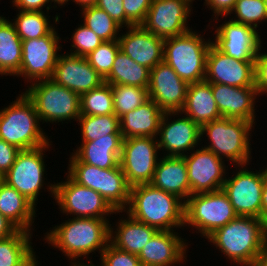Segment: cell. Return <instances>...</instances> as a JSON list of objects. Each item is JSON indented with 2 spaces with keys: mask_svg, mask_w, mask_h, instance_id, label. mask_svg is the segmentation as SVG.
<instances>
[{
  "mask_svg": "<svg viewBox=\"0 0 267 266\" xmlns=\"http://www.w3.org/2000/svg\"><path fill=\"white\" fill-rule=\"evenodd\" d=\"M110 220L99 218L73 217L65 220L47 233L43 240L58 249L72 263L79 262V257L88 260L90 253L98 252L101 256L109 244ZM96 251V252H95ZM78 259V261H77Z\"/></svg>",
  "mask_w": 267,
  "mask_h": 266,
  "instance_id": "6da1fadb",
  "label": "cell"
},
{
  "mask_svg": "<svg viewBox=\"0 0 267 266\" xmlns=\"http://www.w3.org/2000/svg\"><path fill=\"white\" fill-rule=\"evenodd\" d=\"M206 239L233 264L252 266L267 250V224L260 218L237 216Z\"/></svg>",
  "mask_w": 267,
  "mask_h": 266,
  "instance_id": "7a4b0ae2",
  "label": "cell"
},
{
  "mask_svg": "<svg viewBox=\"0 0 267 266\" xmlns=\"http://www.w3.org/2000/svg\"><path fill=\"white\" fill-rule=\"evenodd\" d=\"M184 211L181 199L148 183L130 187L129 203L123 212L159 231H174L183 230Z\"/></svg>",
  "mask_w": 267,
  "mask_h": 266,
  "instance_id": "3957f363",
  "label": "cell"
},
{
  "mask_svg": "<svg viewBox=\"0 0 267 266\" xmlns=\"http://www.w3.org/2000/svg\"><path fill=\"white\" fill-rule=\"evenodd\" d=\"M9 104L0 109V139L20 150L37 148L50 142L40 126L33 102L24 92Z\"/></svg>",
  "mask_w": 267,
  "mask_h": 266,
  "instance_id": "277c9868",
  "label": "cell"
},
{
  "mask_svg": "<svg viewBox=\"0 0 267 266\" xmlns=\"http://www.w3.org/2000/svg\"><path fill=\"white\" fill-rule=\"evenodd\" d=\"M254 124L233 118H220L201 126V137H208V144L202 147L235 166L250 165L252 159L251 135ZM250 138V139H249Z\"/></svg>",
  "mask_w": 267,
  "mask_h": 266,
  "instance_id": "5b68a950",
  "label": "cell"
},
{
  "mask_svg": "<svg viewBox=\"0 0 267 266\" xmlns=\"http://www.w3.org/2000/svg\"><path fill=\"white\" fill-rule=\"evenodd\" d=\"M192 30L164 39L163 61L188 84L205 80L206 57L213 41Z\"/></svg>",
  "mask_w": 267,
  "mask_h": 266,
  "instance_id": "8992f818",
  "label": "cell"
},
{
  "mask_svg": "<svg viewBox=\"0 0 267 266\" xmlns=\"http://www.w3.org/2000/svg\"><path fill=\"white\" fill-rule=\"evenodd\" d=\"M69 163L66 173L75 182L99 192L115 211L122 213L127 208L130 186L120 165L102 169L82 163L73 153L70 155Z\"/></svg>",
  "mask_w": 267,
  "mask_h": 266,
  "instance_id": "52a82bcc",
  "label": "cell"
},
{
  "mask_svg": "<svg viewBox=\"0 0 267 266\" xmlns=\"http://www.w3.org/2000/svg\"><path fill=\"white\" fill-rule=\"evenodd\" d=\"M27 87L24 93L33 102L42 124L63 121L68 124L72 119L77 122L80 117V96L77 93L52 79L36 81Z\"/></svg>",
  "mask_w": 267,
  "mask_h": 266,
  "instance_id": "ba28073f",
  "label": "cell"
},
{
  "mask_svg": "<svg viewBox=\"0 0 267 266\" xmlns=\"http://www.w3.org/2000/svg\"><path fill=\"white\" fill-rule=\"evenodd\" d=\"M53 141H50L44 146L33 149L20 150L16 156L14 164L3 176L2 180L9 186L16 189L24 195L30 202L37 206L38 197L42 188L50 192V197H55V182H45V159L44 153L48 151ZM46 151V152H45Z\"/></svg>",
  "mask_w": 267,
  "mask_h": 266,
  "instance_id": "9c48e42d",
  "label": "cell"
},
{
  "mask_svg": "<svg viewBox=\"0 0 267 266\" xmlns=\"http://www.w3.org/2000/svg\"><path fill=\"white\" fill-rule=\"evenodd\" d=\"M236 217L237 214L222 189L193 194L185 202L184 227H191L193 231L195 229L205 239Z\"/></svg>",
  "mask_w": 267,
  "mask_h": 266,
  "instance_id": "30bf717a",
  "label": "cell"
},
{
  "mask_svg": "<svg viewBox=\"0 0 267 266\" xmlns=\"http://www.w3.org/2000/svg\"><path fill=\"white\" fill-rule=\"evenodd\" d=\"M65 181L55 183V201L69 217L109 219L115 211L99 192L75 182L67 173ZM69 214V215H68Z\"/></svg>",
  "mask_w": 267,
  "mask_h": 266,
  "instance_id": "8fae6325",
  "label": "cell"
},
{
  "mask_svg": "<svg viewBox=\"0 0 267 266\" xmlns=\"http://www.w3.org/2000/svg\"><path fill=\"white\" fill-rule=\"evenodd\" d=\"M234 168L237 169L236 173H233L232 177H226L222 190L227 194L237 216L261 219L262 189L265 180L263 169L251 171L246 165Z\"/></svg>",
  "mask_w": 267,
  "mask_h": 266,
  "instance_id": "7c38bea8",
  "label": "cell"
},
{
  "mask_svg": "<svg viewBox=\"0 0 267 266\" xmlns=\"http://www.w3.org/2000/svg\"><path fill=\"white\" fill-rule=\"evenodd\" d=\"M57 32L54 28L44 37L22 41V61L17 77H24L29 84L51 79L63 46L59 45L62 38Z\"/></svg>",
  "mask_w": 267,
  "mask_h": 266,
  "instance_id": "4fadbf2b",
  "label": "cell"
},
{
  "mask_svg": "<svg viewBox=\"0 0 267 266\" xmlns=\"http://www.w3.org/2000/svg\"><path fill=\"white\" fill-rule=\"evenodd\" d=\"M159 145L154 137L123 139L119 165L130 187L152 181L160 156Z\"/></svg>",
  "mask_w": 267,
  "mask_h": 266,
  "instance_id": "5bb4252c",
  "label": "cell"
},
{
  "mask_svg": "<svg viewBox=\"0 0 267 266\" xmlns=\"http://www.w3.org/2000/svg\"><path fill=\"white\" fill-rule=\"evenodd\" d=\"M181 114V112H165L161 119L156 138L159 150L165 151L162 153L164 156L166 154V156L183 157L201 145L200 142L203 140L201 127ZM172 117H174L173 120Z\"/></svg>",
  "mask_w": 267,
  "mask_h": 266,
  "instance_id": "9a60e30c",
  "label": "cell"
},
{
  "mask_svg": "<svg viewBox=\"0 0 267 266\" xmlns=\"http://www.w3.org/2000/svg\"><path fill=\"white\" fill-rule=\"evenodd\" d=\"M192 4L189 0H152L141 26L163 39L182 35L192 29L188 25Z\"/></svg>",
  "mask_w": 267,
  "mask_h": 266,
  "instance_id": "2e32d148",
  "label": "cell"
},
{
  "mask_svg": "<svg viewBox=\"0 0 267 266\" xmlns=\"http://www.w3.org/2000/svg\"><path fill=\"white\" fill-rule=\"evenodd\" d=\"M190 153L183 156L187 165L190 196L222 189L226 176H229L226 175L229 172L225 160L202 146Z\"/></svg>",
  "mask_w": 267,
  "mask_h": 266,
  "instance_id": "e0dca14e",
  "label": "cell"
},
{
  "mask_svg": "<svg viewBox=\"0 0 267 266\" xmlns=\"http://www.w3.org/2000/svg\"><path fill=\"white\" fill-rule=\"evenodd\" d=\"M212 44L221 52L240 61H255L262 46L258 30L232 19L215 26Z\"/></svg>",
  "mask_w": 267,
  "mask_h": 266,
  "instance_id": "ac0fdd59",
  "label": "cell"
},
{
  "mask_svg": "<svg viewBox=\"0 0 267 266\" xmlns=\"http://www.w3.org/2000/svg\"><path fill=\"white\" fill-rule=\"evenodd\" d=\"M205 81L233 87H255L254 61L234 59L211 44L206 57Z\"/></svg>",
  "mask_w": 267,
  "mask_h": 266,
  "instance_id": "d6986e66",
  "label": "cell"
},
{
  "mask_svg": "<svg viewBox=\"0 0 267 266\" xmlns=\"http://www.w3.org/2000/svg\"><path fill=\"white\" fill-rule=\"evenodd\" d=\"M189 84L183 81L171 66L162 61L150 71L149 99L165 112H181Z\"/></svg>",
  "mask_w": 267,
  "mask_h": 266,
  "instance_id": "ffe728a7",
  "label": "cell"
},
{
  "mask_svg": "<svg viewBox=\"0 0 267 266\" xmlns=\"http://www.w3.org/2000/svg\"><path fill=\"white\" fill-rule=\"evenodd\" d=\"M51 79L79 96L105 82L85 57L67 52L59 55Z\"/></svg>",
  "mask_w": 267,
  "mask_h": 266,
  "instance_id": "44dd1931",
  "label": "cell"
},
{
  "mask_svg": "<svg viewBox=\"0 0 267 266\" xmlns=\"http://www.w3.org/2000/svg\"><path fill=\"white\" fill-rule=\"evenodd\" d=\"M123 29H126V33H121L118 38L120 51L150 70L163 61V38L155 36L141 25Z\"/></svg>",
  "mask_w": 267,
  "mask_h": 266,
  "instance_id": "7402d4cb",
  "label": "cell"
},
{
  "mask_svg": "<svg viewBox=\"0 0 267 266\" xmlns=\"http://www.w3.org/2000/svg\"><path fill=\"white\" fill-rule=\"evenodd\" d=\"M175 231H158L138 255L145 266H174L185 262L188 243Z\"/></svg>",
  "mask_w": 267,
  "mask_h": 266,
  "instance_id": "603a6c76",
  "label": "cell"
},
{
  "mask_svg": "<svg viewBox=\"0 0 267 266\" xmlns=\"http://www.w3.org/2000/svg\"><path fill=\"white\" fill-rule=\"evenodd\" d=\"M213 97L223 118L243 119L256 124V103L259 95L256 87H233L211 84Z\"/></svg>",
  "mask_w": 267,
  "mask_h": 266,
  "instance_id": "cb8c5ba5",
  "label": "cell"
},
{
  "mask_svg": "<svg viewBox=\"0 0 267 266\" xmlns=\"http://www.w3.org/2000/svg\"><path fill=\"white\" fill-rule=\"evenodd\" d=\"M150 183L177 196L185 203L190 197V184L184 157L166 155L160 157Z\"/></svg>",
  "mask_w": 267,
  "mask_h": 266,
  "instance_id": "d4e9b609",
  "label": "cell"
},
{
  "mask_svg": "<svg viewBox=\"0 0 267 266\" xmlns=\"http://www.w3.org/2000/svg\"><path fill=\"white\" fill-rule=\"evenodd\" d=\"M122 134H109L94 141L81 142L73 153L82 163L102 169L119 166L122 150Z\"/></svg>",
  "mask_w": 267,
  "mask_h": 266,
  "instance_id": "484cf974",
  "label": "cell"
},
{
  "mask_svg": "<svg viewBox=\"0 0 267 266\" xmlns=\"http://www.w3.org/2000/svg\"><path fill=\"white\" fill-rule=\"evenodd\" d=\"M164 112L158 104L149 99L133 111L119 118L123 139L132 137H157Z\"/></svg>",
  "mask_w": 267,
  "mask_h": 266,
  "instance_id": "4316f807",
  "label": "cell"
},
{
  "mask_svg": "<svg viewBox=\"0 0 267 266\" xmlns=\"http://www.w3.org/2000/svg\"><path fill=\"white\" fill-rule=\"evenodd\" d=\"M126 215V218L117 220L116 228L110 224L109 243L119 250L138 256L145 244L159 230Z\"/></svg>",
  "mask_w": 267,
  "mask_h": 266,
  "instance_id": "83f0119b",
  "label": "cell"
},
{
  "mask_svg": "<svg viewBox=\"0 0 267 266\" xmlns=\"http://www.w3.org/2000/svg\"><path fill=\"white\" fill-rule=\"evenodd\" d=\"M181 113L200 127L222 118L213 97L211 83L204 80L189 84L185 105Z\"/></svg>",
  "mask_w": 267,
  "mask_h": 266,
  "instance_id": "f1b7e54d",
  "label": "cell"
},
{
  "mask_svg": "<svg viewBox=\"0 0 267 266\" xmlns=\"http://www.w3.org/2000/svg\"><path fill=\"white\" fill-rule=\"evenodd\" d=\"M36 206L16 189L0 180V213L19 230L32 232Z\"/></svg>",
  "mask_w": 267,
  "mask_h": 266,
  "instance_id": "f546056e",
  "label": "cell"
},
{
  "mask_svg": "<svg viewBox=\"0 0 267 266\" xmlns=\"http://www.w3.org/2000/svg\"><path fill=\"white\" fill-rule=\"evenodd\" d=\"M32 236L33 232L18 230L14 235L0 239V266H39Z\"/></svg>",
  "mask_w": 267,
  "mask_h": 266,
  "instance_id": "4dcf8cb0",
  "label": "cell"
},
{
  "mask_svg": "<svg viewBox=\"0 0 267 266\" xmlns=\"http://www.w3.org/2000/svg\"><path fill=\"white\" fill-rule=\"evenodd\" d=\"M22 61V40L12 21L0 15V75L16 76Z\"/></svg>",
  "mask_w": 267,
  "mask_h": 266,
  "instance_id": "1f68e13d",
  "label": "cell"
},
{
  "mask_svg": "<svg viewBox=\"0 0 267 266\" xmlns=\"http://www.w3.org/2000/svg\"><path fill=\"white\" fill-rule=\"evenodd\" d=\"M150 71L149 68L136 63L128 55L119 51L110 74L104 81L111 85H129L148 89Z\"/></svg>",
  "mask_w": 267,
  "mask_h": 266,
  "instance_id": "d6a6232c",
  "label": "cell"
},
{
  "mask_svg": "<svg viewBox=\"0 0 267 266\" xmlns=\"http://www.w3.org/2000/svg\"><path fill=\"white\" fill-rule=\"evenodd\" d=\"M17 11V17L11 20L22 41L44 37L55 28L45 11Z\"/></svg>",
  "mask_w": 267,
  "mask_h": 266,
  "instance_id": "836d02e7",
  "label": "cell"
},
{
  "mask_svg": "<svg viewBox=\"0 0 267 266\" xmlns=\"http://www.w3.org/2000/svg\"><path fill=\"white\" fill-rule=\"evenodd\" d=\"M81 17L83 24L91 29L102 41L118 40L123 28L112 19L109 14L97 6L82 8Z\"/></svg>",
  "mask_w": 267,
  "mask_h": 266,
  "instance_id": "e575fe53",
  "label": "cell"
},
{
  "mask_svg": "<svg viewBox=\"0 0 267 266\" xmlns=\"http://www.w3.org/2000/svg\"><path fill=\"white\" fill-rule=\"evenodd\" d=\"M80 115H115L111 84L104 82L98 88L81 94Z\"/></svg>",
  "mask_w": 267,
  "mask_h": 266,
  "instance_id": "d590c367",
  "label": "cell"
},
{
  "mask_svg": "<svg viewBox=\"0 0 267 266\" xmlns=\"http://www.w3.org/2000/svg\"><path fill=\"white\" fill-rule=\"evenodd\" d=\"M82 142H89L109 134H121L119 118L116 115H80Z\"/></svg>",
  "mask_w": 267,
  "mask_h": 266,
  "instance_id": "8d00e7d4",
  "label": "cell"
},
{
  "mask_svg": "<svg viewBox=\"0 0 267 266\" xmlns=\"http://www.w3.org/2000/svg\"><path fill=\"white\" fill-rule=\"evenodd\" d=\"M114 113L120 118L127 112L133 111L149 100L147 88L129 85H111Z\"/></svg>",
  "mask_w": 267,
  "mask_h": 266,
  "instance_id": "74e56055",
  "label": "cell"
},
{
  "mask_svg": "<svg viewBox=\"0 0 267 266\" xmlns=\"http://www.w3.org/2000/svg\"><path fill=\"white\" fill-rule=\"evenodd\" d=\"M231 14H235L231 17L233 21L251 26L256 30L260 23L267 22L265 0H237L229 15Z\"/></svg>",
  "mask_w": 267,
  "mask_h": 266,
  "instance_id": "f35d334b",
  "label": "cell"
},
{
  "mask_svg": "<svg viewBox=\"0 0 267 266\" xmlns=\"http://www.w3.org/2000/svg\"><path fill=\"white\" fill-rule=\"evenodd\" d=\"M120 51L118 40L104 41L96 50L85 58L89 64L105 79L113 67L117 53Z\"/></svg>",
  "mask_w": 267,
  "mask_h": 266,
  "instance_id": "ab89813d",
  "label": "cell"
},
{
  "mask_svg": "<svg viewBox=\"0 0 267 266\" xmlns=\"http://www.w3.org/2000/svg\"><path fill=\"white\" fill-rule=\"evenodd\" d=\"M71 38L72 43L70 46L72 48L70 47V52L68 53L81 57H86L104 42L91 29L81 23L76 27Z\"/></svg>",
  "mask_w": 267,
  "mask_h": 266,
  "instance_id": "60d3db41",
  "label": "cell"
},
{
  "mask_svg": "<svg viewBox=\"0 0 267 266\" xmlns=\"http://www.w3.org/2000/svg\"><path fill=\"white\" fill-rule=\"evenodd\" d=\"M99 260L102 266H136L139 263L137 255L119 250L110 243L103 250Z\"/></svg>",
  "mask_w": 267,
  "mask_h": 266,
  "instance_id": "b9f144b4",
  "label": "cell"
},
{
  "mask_svg": "<svg viewBox=\"0 0 267 266\" xmlns=\"http://www.w3.org/2000/svg\"><path fill=\"white\" fill-rule=\"evenodd\" d=\"M152 4V0H123L126 18L135 26L141 25Z\"/></svg>",
  "mask_w": 267,
  "mask_h": 266,
  "instance_id": "7bdbcfd3",
  "label": "cell"
},
{
  "mask_svg": "<svg viewBox=\"0 0 267 266\" xmlns=\"http://www.w3.org/2000/svg\"><path fill=\"white\" fill-rule=\"evenodd\" d=\"M96 6L106 11L122 27L134 26L125 16L123 0H98Z\"/></svg>",
  "mask_w": 267,
  "mask_h": 266,
  "instance_id": "ee69618b",
  "label": "cell"
},
{
  "mask_svg": "<svg viewBox=\"0 0 267 266\" xmlns=\"http://www.w3.org/2000/svg\"><path fill=\"white\" fill-rule=\"evenodd\" d=\"M261 48L263 47H260L254 61L255 87L260 96L267 95V53H262Z\"/></svg>",
  "mask_w": 267,
  "mask_h": 266,
  "instance_id": "f6af8a7d",
  "label": "cell"
},
{
  "mask_svg": "<svg viewBox=\"0 0 267 266\" xmlns=\"http://www.w3.org/2000/svg\"><path fill=\"white\" fill-rule=\"evenodd\" d=\"M20 149L0 139V178L8 172L14 164L16 156Z\"/></svg>",
  "mask_w": 267,
  "mask_h": 266,
  "instance_id": "bcb514c9",
  "label": "cell"
},
{
  "mask_svg": "<svg viewBox=\"0 0 267 266\" xmlns=\"http://www.w3.org/2000/svg\"><path fill=\"white\" fill-rule=\"evenodd\" d=\"M12 6L18 9L19 11H43L42 9L46 8V13L49 15V11L52 7L57 8V3L54 0H11ZM52 2L54 5L51 6ZM50 3V4H49Z\"/></svg>",
  "mask_w": 267,
  "mask_h": 266,
  "instance_id": "7dc6e473",
  "label": "cell"
},
{
  "mask_svg": "<svg viewBox=\"0 0 267 266\" xmlns=\"http://www.w3.org/2000/svg\"><path fill=\"white\" fill-rule=\"evenodd\" d=\"M204 5L207 6L208 10L213 12V22L220 18H228L227 16L233 10L237 0H204ZM210 8V9H209Z\"/></svg>",
  "mask_w": 267,
  "mask_h": 266,
  "instance_id": "c3c4849f",
  "label": "cell"
},
{
  "mask_svg": "<svg viewBox=\"0 0 267 266\" xmlns=\"http://www.w3.org/2000/svg\"><path fill=\"white\" fill-rule=\"evenodd\" d=\"M19 229L0 213V239L14 235Z\"/></svg>",
  "mask_w": 267,
  "mask_h": 266,
  "instance_id": "681fc988",
  "label": "cell"
},
{
  "mask_svg": "<svg viewBox=\"0 0 267 266\" xmlns=\"http://www.w3.org/2000/svg\"><path fill=\"white\" fill-rule=\"evenodd\" d=\"M261 219L267 224V177L266 176L262 189Z\"/></svg>",
  "mask_w": 267,
  "mask_h": 266,
  "instance_id": "f907efd6",
  "label": "cell"
},
{
  "mask_svg": "<svg viewBox=\"0 0 267 266\" xmlns=\"http://www.w3.org/2000/svg\"><path fill=\"white\" fill-rule=\"evenodd\" d=\"M68 1H72L75 4L79 5L80 10L81 8H86L89 6H96L98 0H68Z\"/></svg>",
  "mask_w": 267,
  "mask_h": 266,
  "instance_id": "816d5d0a",
  "label": "cell"
},
{
  "mask_svg": "<svg viewBox=\"0 0 267 266\" xmlns=\"http://www.w3.org/2000/svg\"><path fill=\"white\" fill-rule=\"evenodd\" d=\"M252 266H267V250L256 259Z\"/></svg>",
  "mask_w": 267,
  "mask_h": 266,
  "instance_id": "f5cc1de1",
  "label": "cell"
},
{
  "mask_svg": "<svg viewBox=\"0 0 267 266\" xmlns=\"http://www.w3.org/2000/svg\"><path fill=\"white\" fill-rule=\"evenodd\" d=\"M90 261H88L89 263L88 264H86V263H84V259H83V262H75V263H71V265L70 266H96V265H94V263H92V260L91 259H89ZM97 266H102L101 264L100 265H97Z\"/></svg>",
  "mask_w": 267,
  "mask_h": 266,
  "instance_id": "db71d44e",
  "label": "cell"
},
{
  "mask_svg": "<svg viewBox=\"0 0 267 266\" xmlns=\"http://www.w3.org/2000/svg\"><path fill=\"white\" fill-rule=\"evenodd\" d=\"M54 1L58 4L59 7L64 6L65 4H68L67 3L68 0H54Z\"/></svg>",
  "mask_w": 267,
  "mask_h": 266,
  "instance_id": "11a10c76",
  "label": "cell"
},
{
  "mask_svg": "<svg viewBox=\"0 0 267 266\" xmlns=\"http://www.w3.org/2000/svg\"><path fill=\"white\" fill-rule=\"evenodd\" d=\"M266 166H267V165H266ZM266 166H265L264 168L261 166V168L263 169L264 174H265V176L267 177V167H266Z\"/></svg>",
  "mask_w": 267,
  "mask_h": 266,
  "instance_id": "9f6ffc18",
  "label": "cell"
},
{
  "mask_svg": "<svg viewBox=\"0 0 267 266\" xmlns=\"http://www.w3.org/2000/svg\"><path fill=\"white\" fill-rule=\"evenodd\" d=\"M136 266H145V265L139 262Z\"/></svg>",
  "mask_w": 267,
  "mask_h": 266,
  "instance_id": "6f0895ef",
  "label": "cell"
}]
</instances>
